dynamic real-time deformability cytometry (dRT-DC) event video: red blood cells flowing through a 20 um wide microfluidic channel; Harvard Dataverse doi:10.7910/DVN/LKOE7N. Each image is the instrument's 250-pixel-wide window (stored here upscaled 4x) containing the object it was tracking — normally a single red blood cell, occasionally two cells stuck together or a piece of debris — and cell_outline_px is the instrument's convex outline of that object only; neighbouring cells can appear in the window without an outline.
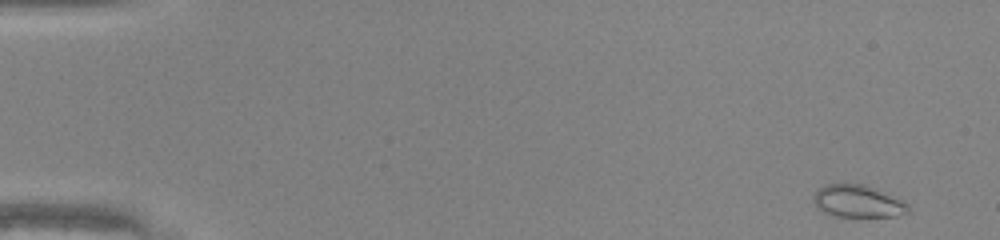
{"species": "common noctule bat (a hibernating species)", "species_latin": "Nyctalus noctula", "temperature_condition": "warm", "stored_images_in_passage": 47, "camera_frame_rate_fps": 3000, "um_per_image_px": 0.085, "animal": {"sex": "male", "body_mass_g": 20.0, "forearm_length_mm": 53.3}, "frame": {"image": 1, "passage_image": 1, "time_ms": 0.0, "image_size_px": [1000, 240], "cell_outline_px": [[908, 212], [896, 216], [832, 216], [816, 208], [812, 200], [812, 196], [824, 184], [864, 184], [904, 200], [908, 204]], "centroid_in_image_um": [72.88, 17.11], "position_along_channel_um": 12.1, "area_um2": 17.86}}
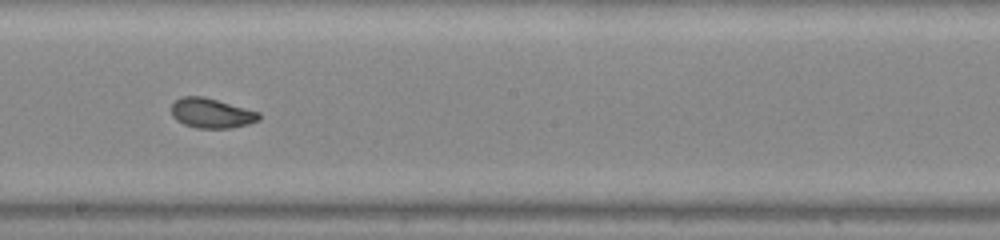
{"frame": {"image": 2, "passage_image": 27, "time_ms": 8.667, "image_size_px": [1000, 240], "cell_outline_px": [[260, 120], [248, 124], [228, 128], [196, 128], [184, 124], [176, 120], [172, 116], [172, 104], [180, 96], [204, 96], [260, 112]], "centroid_in_image_um": [17.97, 9.61], "position_along_channel_um": 230.2, "area_um2": 15.26}}
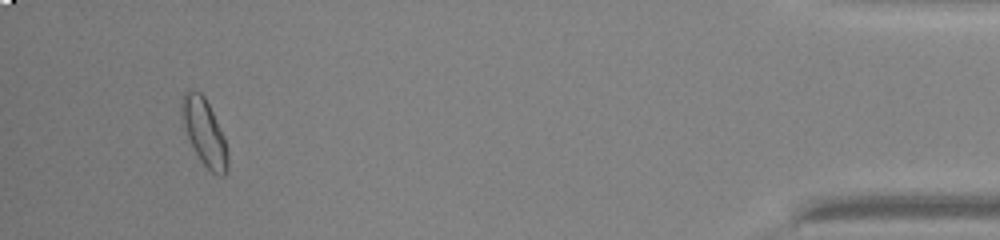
{"frame": {"image": 3, "passage_image": 45, "time_ms": 14.667, "image_size_px": [1000, 240], "cell_outline_px": [[228, 172], [224, 176], [220, 176], [212, 172], [200, 160], [188, 136], [180, 116], [180, 100], [184, 92], [188, 88], [192, 88], [200, 92], [204, 96], [224, 136], [228, 152]], "centroid_in_image_um": [17.35, 11.2], "position_along_channel_um": 417.8, "area_um2": 17.92}, "authors_computed_cell_mechanics": {"area_um2": 16.473, "velocity_mm_per_s": 4.2435, "shape_relaxation_time_tau1_ms": 5.0847, "shape_relaxation_time_tau2_ms": 2.1393, "deformation_change_tau1": 0.1528, "deformation_change_tau2": 0.0639}}